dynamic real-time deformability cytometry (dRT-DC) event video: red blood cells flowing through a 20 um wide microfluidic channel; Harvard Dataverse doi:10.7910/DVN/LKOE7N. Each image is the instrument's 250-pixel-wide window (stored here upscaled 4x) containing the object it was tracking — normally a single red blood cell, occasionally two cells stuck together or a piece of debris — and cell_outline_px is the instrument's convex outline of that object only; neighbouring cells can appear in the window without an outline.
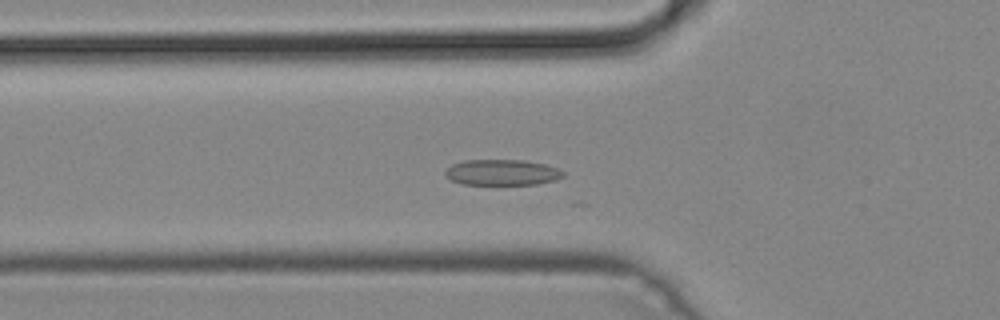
{"species": "common noctule bat (a hibernating species)", "species_latin": "Nyctalus noctula", "temperature_condition": "cold", "stored_images_in_passage": 36, "camera_frame_rate_fps": 3000, "um_per_image_px": 0.085, "animal": {"sex": "male", "body_mass_g": 19.2, "forearm_length_mm": 51.8}, "frame": {"image": 1, "passage_image": 4, "time_ms": 1.0, "image_size_px": [1000, 320], "cell_outline_px": [[564, 176], [556, 180], [536, 184], [464, 184], [452, 180], [444, 176], [444, 172], [452, 164], [464, 160], [524, 160], [544, 164], [560, 168], [564, 172]], "centroid_in_image_um": [42.69, 14.65], "position_along_channel_um": 83.1, "area_um2": 17.74}}
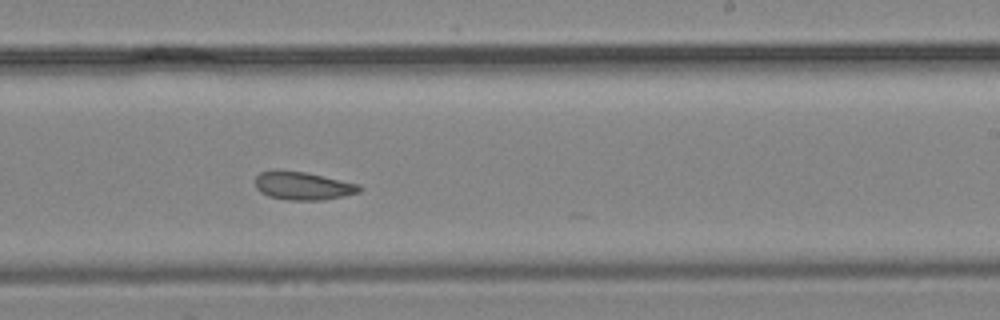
{"frame": {"image": 2, "passage_image": 17, "time_ms": 5.333, "image_size_px": [1000, 320], "cell_outline_px": [[364, 188], [360, 192], [344, 196], [324, 200], [288, 200], [268, 196], [260, 192], [256, 188], [256, 176], [260, 172], [304, 172], [360, 184]], "centroid_in_image_um": [25.82, 15.83], "position_along_channel_um": 263.2, "area_um2": 16.76}}
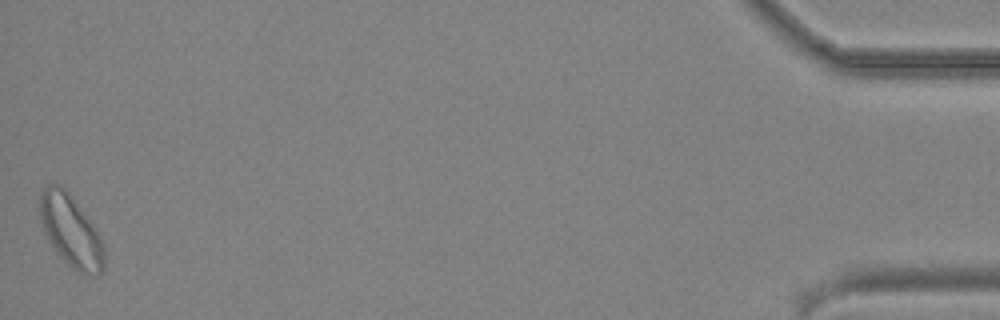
{"frame": {"image": 3, "passage_image": 36, "time_ms": 11.667, "image_size_px": [1000, 320], "cell_outline_px": [[104, 272], [96, 276], [84, 276], [72, 268], [56, 252], [44, 232], [40, 220], [40, 196], [44, 188], [48, 184], [60, 184], [64, 188], [92, 224], [104, 244]], "centroid_in_image_um": [6.04, 19.7], "position_along_channel_um": 429.2, "area_um2": 26.7}}